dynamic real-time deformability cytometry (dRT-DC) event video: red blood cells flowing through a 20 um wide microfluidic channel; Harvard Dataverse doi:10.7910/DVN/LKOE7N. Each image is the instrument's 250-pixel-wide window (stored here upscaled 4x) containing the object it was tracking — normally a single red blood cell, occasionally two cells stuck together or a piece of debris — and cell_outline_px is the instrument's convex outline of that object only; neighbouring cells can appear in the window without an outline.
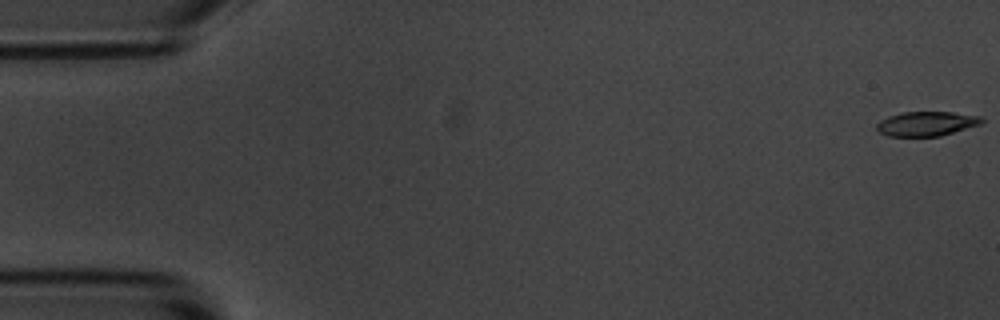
{"species": "common noctule bat (a hibernating species)", "species_latin": "Nyctalus noctula", "temperature_condition": "room temperature", "stored_images_in_passage": 3, "camera_frame_rate_fps": 3000, "um_per_image_px": 0.085, "animal": {"sex": "male", "body_mass_g": 20.1, "forearm_length_mm": 53.5}, "frame": {"image": 1, "passage_image": 1, "time_ms": 0.0, "image_size_px": [1000, 320], "cell_outline_px": [[984, 120], [980, 124], [940, 136], [888, 136], [880, 132], [876, 128], [876, 124], [880, 120], [888, 116], [900, 112], [952, 112], [980, 116]], "centroid_in_image_um": [78.72, 10.51], "position_along_channel_um": 6.3, "area_um2": 14.91}}